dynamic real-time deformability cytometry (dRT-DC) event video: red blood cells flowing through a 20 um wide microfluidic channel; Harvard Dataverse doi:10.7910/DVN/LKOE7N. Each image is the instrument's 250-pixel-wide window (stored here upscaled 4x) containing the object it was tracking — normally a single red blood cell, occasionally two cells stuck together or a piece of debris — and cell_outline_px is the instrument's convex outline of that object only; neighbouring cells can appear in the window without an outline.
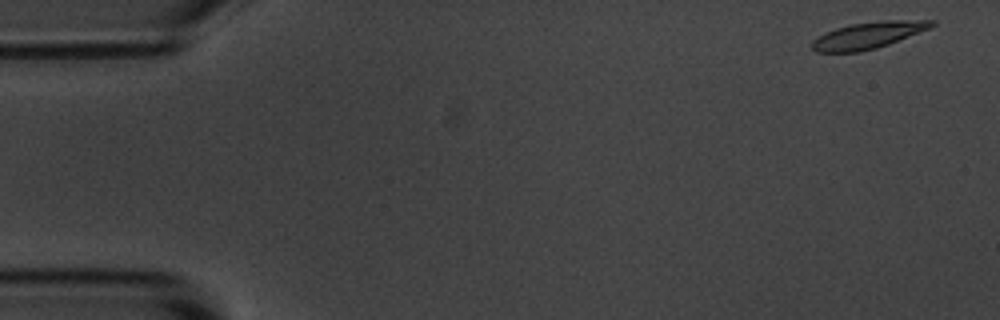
{"species": "common noctule bat (a hibernating species)", "species_latin": "Nyctalus noctula", "temperature_condition": "room temperature", "stored_images_in_passage": 11, "camera_frame_rate_fps": 3000, "um_per_image_px": 0.085, "animal": {"sex": "male", "body_mass_g": 20.1, "forearm_length_mm": 53.5}, "frame": {"image": 1, "passage_image": 1, "time_ms": 0.0, "image_size_px": [1000, 320], "cell_outline_px": [[936, 24], [928, 28], [888, 44], [876, 48], [860, 52], [816, 52], [812, 48], [812, 40], [824, 32], [836, 28], [852, 24], [884, 20], [936, 20]], "centroid_in_image_um": [73.75, 3.0], "position_along_channel_um": 11.3, "area_um2": 18.32}}